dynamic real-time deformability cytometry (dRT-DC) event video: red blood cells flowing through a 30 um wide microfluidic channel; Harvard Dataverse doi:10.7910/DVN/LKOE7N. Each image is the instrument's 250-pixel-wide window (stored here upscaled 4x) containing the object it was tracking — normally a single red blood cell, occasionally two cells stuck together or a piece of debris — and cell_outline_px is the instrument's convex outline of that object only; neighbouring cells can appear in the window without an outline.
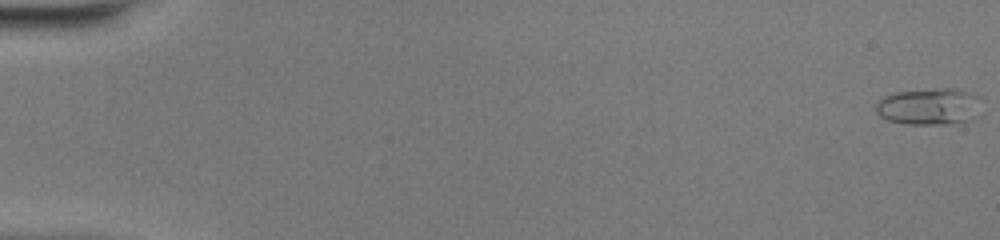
{"species": "common noctule bat (a hibernating species)", "species_latin": "Nyctalus noctula", "temperature_condition": "warm", "stored_images_in_passage": 51, "camera_frame_rate_fps": 3000, "um_per_image_px": 0.085, "animal": {"sex": "female", "body_mass_g": 20.0, "forearm_length_mm": 54.0}, "frame": {"image": 1, "passage_image": 1, "time_ms": 0.0, "image_size_px": [1000, 240], "cell_outline_px": [[976, 116], [972, 120], [948, 124], [904, 124], [888, 120], [880, 116], [876, 112], [876, 104], [884, 96], [896, 92], [940, 88], [956, 88], [968, 92], [976, 96]], "centroid_in_image_um": [78.91, 9.06], "position_along_channel_um": 6.1, "area_um2": 22.25}}
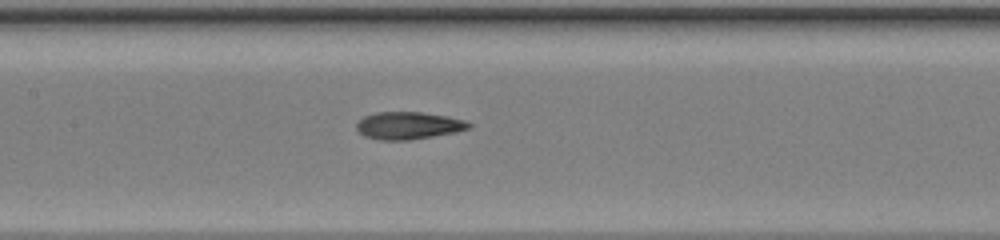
{"frame": {"image": 2, "passage_image": 26, "time_ms": 8.333, "image_size_px": [1000, 240], "cell_outline_px": [[472, 128], [456, 132], [408, 140], [380, 140], [364, 136], [356, 128], [356, 124], [364, 116], [376, 112], [420, 112], [444, 116], [464, 120], [472, 124]], "centroid_in_image_um": [34.71, 10.67], "position_along_channel_um": 172.7, "area_um2": 17.8}}
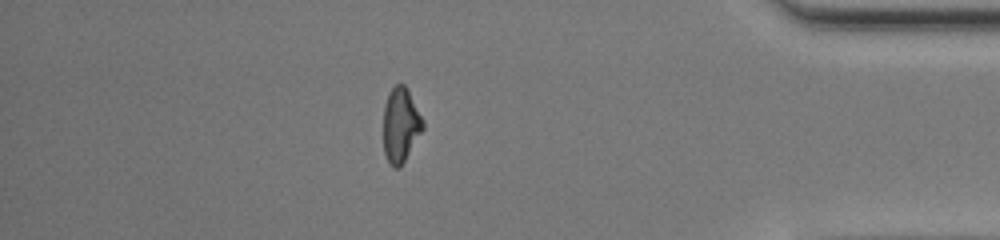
{"frame": {"image": 3, "passage_image": 45, "time_ms": 14.667, "image_size_px": [1000, 240], "cell_outline_px": [[424, 128], [400, 168], [392, 168], [384, 152], [384, 104], [388, 92], [396, 84], [404, 84], [408, 88], [424, 120]], "centroid_in_image_um": [34.07, 10.6], "position_along_channel_um": 401.1, "area_um2": 17.34}, "authors_computed_cell_mechanics": {"area_um2": 17.6868, "velocity_mm_per_s": 4.1407, "shape_relaxation_time_tau1_ms": 11.1989, "shape_relaxation_time_tau2_ms": 1.6716, "deformation_change_tau1": 0.3646, "deformation_change_tau2": 0.0862}}